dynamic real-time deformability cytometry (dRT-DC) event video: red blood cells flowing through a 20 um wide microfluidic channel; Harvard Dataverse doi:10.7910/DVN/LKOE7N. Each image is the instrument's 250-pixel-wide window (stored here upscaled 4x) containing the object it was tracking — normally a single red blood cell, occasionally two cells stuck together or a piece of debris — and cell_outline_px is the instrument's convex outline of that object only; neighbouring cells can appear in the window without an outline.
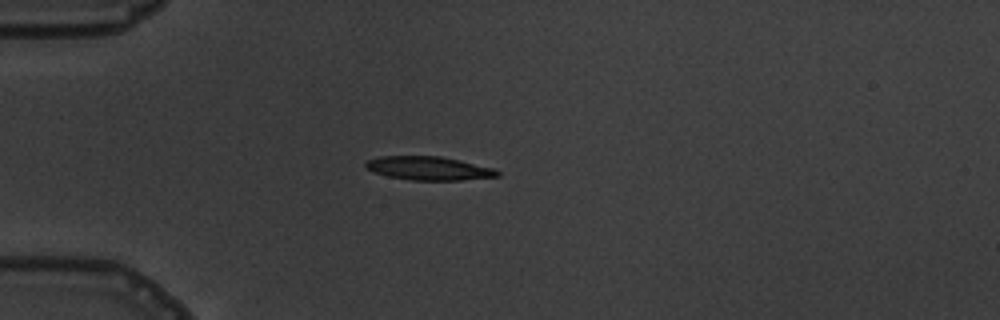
{"species": "common noctule bat (a hibernating species)", "species_latin": "Nyctalus noctula", "temperature_condition": "warm", "stored_images_in_passage": 8, "camera_frame_rate_fps": 3000, "um_per_image_px": 0.085, "animal": {"sex": "male", "body_mass_g": 19.5, "forearm_length_mm": 54.6}, "frame": {"image": 1, "passage_image": 5, "time_ms": 4.667, "image_size_px": [1000, 320], "cell_outline_px": [[500, 176], [460, 180], [412, 180], [388, 176], [372, 172], [364, 168], [364, 164], [368, 160], [380, 156], [440, 156], [460, 160], [492, 168], [500, 172]], "centroid_in_image_um": [36.4, 14.3], "position_along_channel_um": 48.6, "area_um2": 18.09}}